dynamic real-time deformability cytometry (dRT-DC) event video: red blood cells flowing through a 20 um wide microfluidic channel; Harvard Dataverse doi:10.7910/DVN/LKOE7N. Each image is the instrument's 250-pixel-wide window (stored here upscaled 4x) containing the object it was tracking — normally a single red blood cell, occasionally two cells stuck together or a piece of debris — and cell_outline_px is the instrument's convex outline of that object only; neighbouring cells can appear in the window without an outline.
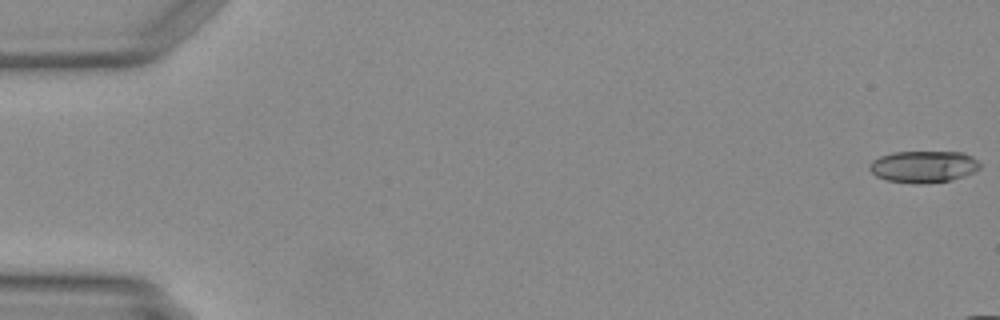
{"species": "Egyptian fruit bat (a non-hibernating species)", "species_latin": "Rousettus aegyptiacus", "temperature_condition": "warm", "stored_images_in_passage": 10, "camera_frame_rate_fps": 3000, "um_per_image_px": 0.085, "animal": {"sex": "female"}, "frame": {"image": 1, "passage_image": 1, "time_ms": 0.0, "image_size_px": [1000, 320], "cell_outline_px": [[980, 168], [964, 176], [948, 180], [928, 184], [916, 184], [888, 180], [876, 176], [868, 168], [868, 164], [872, 160], [880, 156], [892, 152], [964, 152], [972, 156], [980, 164]], "centroid_in_image_um": [78.47, 14.16], "position_along_channel_um": 6.5, "area_um2": 20.52}}